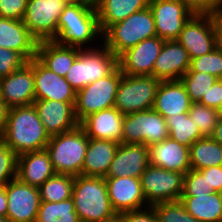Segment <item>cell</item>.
<instances>
[{
  "label": "cell",
  "mask_w": 222,
  "mask_h": 222,
  "mask_svg": "<svg viewBox=\"0 0 222 222\" xmlns=\"http://www.w3.org/2000/svg\"><path fill=\"white\" fill-rule=\"evenodd\" d=\"M191 169L201 170L222 165V145L211 137H203L189 147Z\"/></svg>",
  "instance_id": "obj_31"
},
{
  "label": "cell",
  "mask_w": 222,
  "mask_h": 222,
  "mask_svg": "<svg viewBox=\"0 0 222 222\" xmlns=\"http://www.w3.org/2000/svg\"><path fill=\"white\" fill-rule=\"evenodd\" d=\"M7 218L11 222H36L41 204L39 189L17 177L6 184Z\"/></svg>",
  "instance_id": "obj_14"
},
{
  "label": "cell",
  "mask_w": 222,
  "mask_h": 222,
  "mask_svg": "<svg viewBox=\"0 0 222 222\" xmlns=\"http://www.w3.org/2000/svg\"><path fill=\"white\" fill-rule=\"evenodd\" d=\"M18 155L3 141L0 142V186H5L17 176Z\"/></svg>",
  "instance_id": "obj_40"
},
{
  "label": "cell",
  "mask_w": 222,
  "mask_h": 222,
  "mask_svg": "<svg viewBox=\"0 0 222 222\" xmlns=\"http://www.w3.org/2000/svg\"><path fill=\"white\" fill-rule=\"evenodd\" d=\"M28 0H0V17L23 20Z\"/></svg>",
  "instance_id": "obj_43"
},
{
  "label": "cell",
  "mask_w": 222,
  "mask_h": 222,
  "mask_svg": "<svg viewBox=\"0 0 222 222\" xmlns=\"http://www.w3.org/2000/svg\"><path fill=\"white\" fill-rule=\"evenodd\" d=\"M72 199L81 222H103L113 217L105 178L75 176Z\"/></svg>",
  "instance_id": "obj_3"
},
{
  "label": "cell",
  "mask_w": 222,
  "mask_h": 222,
  "mask_svg": "<svg viewBox=\"0 0 222 222\" xmlns=\"http://www.w3.org/2000/svg\"><path fill=\"white\" fill-rule=\"evenodd\" d=\"M99 37L101 40L102 33L95 5L68 4L58 19V32L53 41L59 45L93 49L96 47H90V45L94 40L98 43Z\"/></svg>",
  "instance_id": "obj_2"
},
{
  "label": "cell",
  "mask_w": 222,
  "mask_h": 222,
  "mask_svg": "<svg viewBox=\"0 0 222 222\" xmlns=\"http://www.w3.org/2000/svg\"><path fill=\"white\" fill-rule=\"evenodd\" d=\"M163 39L154 36L139 42L118 57V66L123 74L153 76V67L163 45Z\"/></svg>",
  "instance_id": "obj_15"
},
{
  "label": "cell",
  "mask_w": 222,
  "mask_h": 222,
  "mask_svg": "<svg viewBox=\"0 0 222 222\" xmlns=\"http://www.w3.org/2000/svg\"><path fill=\"white\" fill-rule=\"evenodd\" d=\"M180 80L184 84L191 101L198 103L218 78L206 72L187 71Z\"/></svg>",
  "instance_id": "obj_35"
},
{
  "label": "cell",
  "mask_w": 222,
  "mask_h": 222,
  "mask_svg": "<svg viewBox=\"0 0 222 222\" xmlns=\"http://www.w3.org/2000/svg\"><path fill=\"white\" fill-rule=\"evenodd\" d=\"M161 80L154 76L123 74L116 93L114 107L123 115L151 109Z\"/></svg>",
  "instance_id": "obj_8"
},
{
  "label": "cell",
  "mask_w": 222,
  "mask_h": 222,
  "mask_svg": "<svg viewBox=\"0 0 222 222\" xmlns=\"http://www.w3.org/2000/svg\"><path fill=\"white\" fill-rule=\"evenodd\" d=\"M103 222H123V217L121 214H115L113 217L106 219Z\"/></svg>",
  "instance_id": "obj_52"
},
{
  "label": "cell",
  "mask_w": 222,
  "mask_h": 222,
  "mask_svg": "<svg viewBox=\"0 0 222 222\" xmlns=\"http://www.w3.org/2000/svg\"><path fill=\"white\" fill-rule=\"evenodd\" d=\"M218 46L222 49V16L217 17Z\"/></svg>",
  "instance_id": "obj_50"
},
{
  "label": "cell",
  "mask_w": 222,
  "mask_h": 222,
  "mask_svg": "<svg viewBox=\"0 0 222 222\" xmlns=\"http://www.w3.org/2000/svg\"><path fill=\"white\" fill-rule=\"evenodd\" d=\"M49 140L33 104L10 108L2 141L17 155L45 149Z\"/></svg>",
  "instance_id": "obj_1"
},
{
  "label": "cell",
  "mask_w": 222,
  "mask_h": 222,
  "mask_svg": "<svg viewBox=\"0 0 222 222\" xmlns=\"http://www.w3.org/2000/svg\"><path fill=\"white\" fill-rule=\"evenodd\" d=\"M149 165V147L119 143L106 177L140 178Z\"/></svg>",
  "instance_id": "obj_20"
},
{
  "label": "cell",
  "mask_w": 222,
  "mask_h": 222,
  "mask_svg": "<svg viewBox=\"0 0 222 222\" xmlns=\"http://www.w3.org/2000/svg\"><path fill=\"white\" fill-rule=\"evenodd\" d=\"M36 222H81L72 198L61 202H41Z\"/></svg>",
  "instance_id": "obj_34"
},
{
  "label": "cell",
  "mask_w": 222,
  "mask_h": 222,
  "mask_svg": "<svg viewBox=\"0 0 222 222\" xmlns=\"http://www.w3.org/2000/svg\"><path fill=\"white\" fill-rule=\"evenodd\" d=\"M97 47L81 49L67 71L66 81L76 92L88 84L110 75L118 67V57L110 49L104 44Z\"/></svg>",
  "instance_id": "obj_6"
},
{
  "label": "cell",
  "mask_w": 222,
  "mask_h": 222,
  "mask_svg": "<svg viewBox=\"0 0 222 222\" xmlns=\"http://www.w3.org/2000/svg\"><path fill=\"white\" fill-rule=\"evenodd\" d=\"M157 36L152 11L149 7L132 13L125 20L111 25L103 34V43L119 57L139 42Z\"/></svg>",
  "instance_id": "obj_4"
},
{
  "label": "cell",
  "mask_w": 222,
  "mask_h": 222,
  "mask_svg": "<svg viewBox=\"0 0 222 222\" xmlns=\"http://www.w3.org/2000/svg\"><path fill=\"white\" fill-rule=\"evenodd\" d=\"M214 192L208 188L207 175L200 170L190 169L183 177V193L181 196H195Z\"/></svg>",
  "instance_id": "obj_39"
},
{
  "label": "cell",
  "mask_w": 222,
  "mask_h": 222,
  "mask_svg": "<svg viewBox=\"0 0 222 222\" xmlns=\"http://www.w3.org/2000/svg\"><path fill=\"white\" fill-rule=\"evenodd\" d=\"M158 222H199L189 214L180 200L160 202L152 205Z\"/></svg>",
  "instance_id": "obj_37"
},
{
  "label": "cell",
  "mask_w": 222,
  "mask_h": 222,
  "mask_svg": "<svg viewBox=\"0 0 222 222\" xmlns=\"http://www.w3.org/2000/svg\"><path fill=\"white\" fill-rule=\"evenodd\" d=\"M75 176L55 174L47 179L38 189L41 202H61L72 198Z\"/></svg>",
  "instance_id": "obj_33"
},
{
  "label": "cell",
  "mask_w": 222,
  "mask_h": 222,
  "mask_svg": "<svg viewBox=\"0 0 222 222\" xmlns=\"http://www.w3.org/2000/svg\"><path fill=\"white\" fill-rule=\"evenodd\" d=\"M191 59L210 53L218 46L217 16L193 14L176 39Z\"/></svg>",
  "instance_id": "obj_10"
},
{
  "label": "cell",
  "mask_w": 222,
  "mask_h": 222,
  "mask_svg": "<svg viewBox=\"0 0 222 222\" xmlns=\"http://www.w3.org/2000/svg\"><path fill=\"white\" fill-rule=\"evenodd\" d=\"M210 137L222 145V118L221 117L219 118L218 123L215 126Z\"/></svg>",
  "instance_id": "obj_49"
},
{
  "label": "cell",
  "mask_w": 222,
  "mask_h": 222,
  "mask_svg": "<svg viewBox=\"0 0 222 222\" xmlns=\"http://www.w3.org/2000/svg\"><path fill=\"white\" fill-rule=\"evenodd\" d=\"M149 164L185 175L191 169L189 147L168 137L149 146Z\"/></svg>",
  "instance_id": "obj_22"
},
{
  "label": "cell",
  "mask_w": 222,
  "mask_h": 222,
  "mask_svg": "<svg viewBox=\"0 0 222 222\" xmlns=\"http://www.w3.org/2000/svg\"><path fill=\"white\" fill-rule=\"evenodd\" d=\"M8 199L6 193V185L0 186V216L7 217Z\"/></svg>",
  "instance_id": "obj_48"
},
{
  "label": "cell",
  "mask_w": 222,
  "mask_h": 222,
  "mask_svg": "<svg viewBox=\"0 0 222 222\" xmlns=\"http://www.w3.org/2000/svg\"><path fill=\"white\" fill-rule=\"evenodd\" d=\"M88 136L78 125L75 129L50 136L46 145L56 174L79 176L82 173Z\"/></svg>",
  "instance_id": "obj_5"
},
{
  "label": "cell",
  "mask_w": 222,
  "mask_h": 222,
  "mask_svg": "<svg viewBox=\"0 0 222 222\" xmlns=\"http://www.w3.org/2000/svg\"><path fill=\"white\" fill-rule=\"evenodd\" d=\"M10 107L0 99V132L3 133L8 120Z\"/></svg>",
  "instance_id": "obj_47"
},
{
  "label": "cell",
  "mask_w": 222,
  "mask_h": 222,
  "mask_svg": "<svg viewBox=\"0 0 222 222\" xmlns=\"http://www.w3.org/2000/svg\"><path fill=\"white\" fill-rule=\"evenodd\" d=\"M123 73L119 66L110 74L76 92L74 113L79 124L89 115L114 107Z\"/></svg>",
  "instance_id": "obj_7"
},
{
  "label": "cell",
  "mask_w": 222,
  "mask_h": 222,
  "mask_svg": "<svg viewBox=\"0 0 222 222\" xmlns=\"http://www.w3.org/2000/svg\"><path fill=\"white\" fill-rule=\"evenodd\" d=\"M193 14L219 16L222 0H182Z\"/></svg>",
  "instance_id": "obj_42"
},
{
  "label": "cell",
  "mask_w": 222,
  "mask_h": 222,
  "mask_svg": "<svg viewBox=\"0 0 222 222\" xmlns=\"http://www.w3.org/2000/svg\"><path fill=\"white\" fill-rule=\"evenodd\" d=\"M183 177L182 173L149 164L140 177L147 204L152 206L160 202L180 200Z\"/></svg>",
  "instance_id": "obj_12"
},
{
  "label": "cell",
  "mask_w": 222,
  "mask_h": 222,
  "mask_svg": "<svg viewBox=\"0 0 222 222\" xmlns=\"http://www.w3.org/2000/svg\"><path fill=\"white\" fill-rule=\"evenodd\" d=\"M67 4L63 0H28L23 23L38 41H52L58 32V19Z\"/></svg>",
  "instance_id": "obj_11"
},
{
  "label": "cell",
  "mask_w": 222,
  "mask_h": 222,
  "mask_svg": "<svg viewBox=\"0 0 222 222\" xmlns=\"http://www.w3.org/2000/svg\"><path fill=\"white\" fill-rule=\"evenodd\" d=\"M192 103L181 80H169L159 84L152 108L166 119L188 113Z\"/></svg>",
  "instance_id": "obj_26"
},
{
  "label": "cell",
  "mask_w": 222,
  "mask_h": 222,
  "mask_svg": "<svg viewBox=\"0 0 222 222\" xmlns=\"http://www.w3.org/2000/svg\"><path fill=\"white\" fill-rule=\"evenodd\" d=\"M150 0H96L98 23L103 34L111 25L149 7Z\"/></svg>",
  "instance_id": "obj_29"
},
{
  "label": "cell",
  "mask_w": 222,
  "mask_h": 222,
  "mask_svg": "<svg viewBox=\"0 0 222 222\" xmlns=\"http://www.w3.org/2000/svg\"><path fill=\"white\" fill-rule=\"evenodd\" d=\"M26 63L18 52L0 47V78L10 75Z\"/></svg>",
  "instance_id": "obj_41"
},
{
  "label": "cell",
  "mask_w": 222,
  "mask_h": 222,
  "mask_svg": "<svg viewBox=\"0 0 222 222\" xmlns=\"http://www.w3.org/2000/svg\"><path fill=\"white\" fill-rule=\"evenodd\" d=\"M33 105L49 136L71 131L79 125L74 113L75 103L34 100Z\"/></svg>",
  "instance_id": "obj_19"
},
{
  "label": "cell",
  "mask_w": 222,
  "mask_h": 222,
  "mask_svg": "<svg viewBox=\"0 0 222 222\" xmlns=\"http://www.w3.org/2000/svg\"><path fill=\"white\" fill-rule=\"evenodd\" d=\"M0 222H11L7 217L0 216Z\"/></svg>",
  "instance_id": "obj_53"
},
{
  "label": "cell",
  "mask_w": 222,
  "mask_h": 222,
  "mask_svg": "<svg viewBox=\"0 0 222 222\" xmlns=\"http://www.w3.org/2000/svg\"><path fill=\"white\" fill-rule=\"evenodd\" d=\"M187 50L177 40H165L155 60L153 76L161 81L180 80L190 68Z\"/></svg>",
  "instance_id": "obj_21"
},
{
  "label": "cell",
  "mask_w": 222,
  "mask_h": 222,
  "mask_svg": "<svg viewBox=\"0 0 222 222\" xmlns=\"http://www.w3.org/2000/svg\"><path fill=\"white\" fill-rule=\"evenodd\" d=\"M220 117L222 118V107L219 109Z\"/></svg>",
  "instance_id": "obj_54"
},
{
  "label": "cell",
  "mask_w": 222,
  "mask_h": 222,
  "mask_svg": "<svg viewBox=\"0 0 222 222\" xmlns=\"http://www.w3.org/2000/svg\"><path fill=\"white\" fill-rule=\"evenodd\" d=\"M67 5L68 4H94L91 0H63Z\"/></svg>",
  "instance_id": "obj_51"
},
{
  "label": "cell",
  "mask_w": 222,
  "mask_h": 222,
  "mask_svg": "<svg viewBox=\"0 0 222 222\" xmlns=\"http://www.w3.org/2000/svg\"><path fill=\"white\" fill-rule=\"evenodd\" d=\"M119 143L88 137L82 176L105 178Z\"/></svg>",
  "instance_id": "obj_27"
},
{
  "label": "cell",
  "mask_w": 222,
  "mask_h": 222,
  "mask_svg": "<svg viewBox=\"0 0 222 222\" xmlns=\"http://www.w3.org/2000/svg\"><path fill=\"white\" fill-rule=\"evenodd\" d=\"M105 181L111 206L117 214L149 206L143 195L140 178L105 177Z\"/></svg>",
  "instance_id": "obj_17"
},
{
  "label": "cell",
  "mask_w": 222,
  "mask_h": 222,
  "mask_svg": "<svg viewBox=\"0 0 222 222\" xmlns=\"http://www.w3.org/2000/svg\"><path fill=\"white\" fill-rule=\"evenodd\" d=\"M165 120L169 129V137L180 144L190 147L195 141L203 138L188 113L176 114Z\"/></svg>",
  "instance_id": "obj_32"
},
{
  "label": "cell",
  "mask_w": 222,
  "mask_h": 222,
  "mask_svg": "<svg viewBox=\"0 0 222 222\" xmlns=\"http://www.w3.org/2000/svg\"><path fill=\"white\" fill-rule=\"evenodd\" d=\"M188 71L206 72L222 79V49L217 46L210 53L191 59Z\"/></svg>",
  "instance_id": "obj_38"
},
{
  "label": "cell",
  "mask_w": 222,
  "mask_h": 222,
  "mask_svg": "<svg viewBox=\"0 0 222 222\" xmlns=\"http://www.w3.org/2000/svg\"><path fill=\"white\" fill-rule=\"evenodd\" d=\"M200 171L207 175L208 188H212L214 192L222 193V165L208 167Z\"/></svg>",
  "instance_id": "obj_46"
},
{
  "label": "cell",
  "mask_w": 222,
  "mask_h": 222,
  "mask_svg": "<svg viewBox=\"0 0 222 222\" xmlns=\"http://www.w3.org/2000/svg\"><path fill=\"white\" fill-rule=\"evenodd\" d=\"M203 137H210L220 118L219 110L198 103H192L188 111Z\"/></svg>",
  "instance_id": "obj_36"
},
{
  "label": "cell",
  "mask_w": 222,
  "mask_h": 222,
  "mask_svg": "<svg viewBox=\"0 0 222 222\" xmlns=\"http://www.w3.org/2000/svg\"><path fill=\"white\" fill-rule=\"evenodd\" d=\"M124 115L115 107L87 116L79 125L93 139L121 143Z\"/></svg>",
  "instance_id": "obj_24"
},
{
  "label": "cell",
  "mask_w": 222,
  "mask_h": 222,
  "mask_svg": "<svg viewBox=\"0 0 222 222\" xmlns=\"http://www.w3.org/2000/svg\"><path fill=\"white\" fill-rule=\"evenodd\" d=\"M2 141V133L0 132V142Z\"/></svg>",
  "instance_id": "obj_55"
},
{
  "label": "cell",
  "mask_w": 222,
  "mask_h": 222,
  "mask_svg": "<svg viewBox=\"0 0 222 222\" xmlns=\"http://www.w3.org/2000/svg\"><path fill=\"white\" fill-rule=\"evenodd\" d=\"M81 49L59 45L55 41L38 42L36 58L58 76L66 77Z\"/></svg>",
  "instance_id": "obj_28"
},
{
  "label": "cell",
  "mask_w": 222,
  "mask_h": 222,
  "mask_svg": "<svg viewBox=\"0 0 222 222\" xmlns=\"http://www.w3.org/2000/svg\"><path fill=\"white\" fill-rule=\"evenodd\" d=\"M56 174L46 149L18 155L17 178L28 185L39 188Z\"/></svg>",
  "instance_id": "obj_25"
},
{
  "label": "cell",
  "mask_w": 222,
  "mask_h": 222,
  "mask_svg": "<svg viewBox=\"0 0 222 222\" xmlns=\"http://www.w3.org/2000/svg\"><path fill=\"white\" fill-rule=\"evenodd\" d=\"M169 137L165 118L153 108L124 115L121 143L151 146Z\"/></svg>",
  "instance_id": "obj_9"
},
{
  "label": "cell",
  "mask_w": 222,
  "mask_h": 222,
  "mask_svg": "<svg viewBox=\"0 0 222 222\" xmlns=\"http://www.w3.org/2000/svg\"><path fill=\"white\" fill-rule=\"evenodd\" d=\"M37 45L22 20L0 17V47L16 51L30 61L36 57Z\"/></svg>",
  "instance_id": "obj_23"
},
{
  "label": "cell",
  "mask_w": 222,
  "mask_h": 222,
  "mask_svg": "<svg viewBox=\"0 0 222 222\" xmlns=\"http://www.w3.org/2000/svg\"><path fill=\"white\" fill-rule=\"evenodd\" d=\"M199 103L217 110L222 107V79H218L212 87H210L207 94L203 95Z\"/></svg>",
  "instance_id": "obj_45"
},
{
  "label": "cell",
  "mask_w": 222,
  "mask_h": 222,
  "mask_svg": "<svg viewBox=\"0 0 222 222\" xmlns=\"http://www.w3.org/2000/svg\"><path fill=\"white\" fill-rule=\"evenodd\" d=\"M156 34L163 40H176L193 15L182 0H150Z\"/></svg>",
  "instance_id": "obj_13"
},
{
  "label": "cell",
  "mask_w": 222,
  "mask_h": 222,
  "mask_svg": "<svg viewBox=\"0 0 222 222\" xmlns=\"http://www.w3.org/2000/svg\"><path fill=\"white\" fill-rule=\"evenodd\" d=\"M120 214L123 217V222H158L157 213L152 206Z\"/></svg>",
  "instance_id": "obj_44"
},
{
  "label": "cell",
  "mask_w": 222,
  "mask_h": 222,
  "mask_svg": "<svg viewBox=\"0 0 222 222\" xmlns=\"http://www.w3.org/2000/svg\"><path fill=\"white\" fill-rule=\"evenodd\" d=\"M35 100H54L75 103L76 91L66 81L45 67L36 57L33 58Z\"/></svg>",
  "instance_id": "obj_18"
},
{
  "label": "cell",
  "mask_w": 222,
  "mask_h": 222,
  "mask_svg": "<svg viewBox=\"0 0 222 222\" xmlns=\"http://www.w3.org/2000/svg\"><path fill=\"white\" fill-rule=\"evenodd\" d=\"M180 201L199 222H222V193L181 196Z\"/></svg>",
  "instance_id": "obj_30"
},
{
  "label": "cell",
  "mask_w": 222,
  "mask_h": 222,
  "mask_svg": "<svg viewBox=\"0 0 222 222\" xmlns=\"http://www.w3.org/2000/svg\"><path fill=\"white\" fill-rule=\"evenodd\" d=\"M0 99L10 108L34 103L33 59L10 75L0 78Z\"/></svg>",
  "instance_id": "obj_16"
}]
</instances>
